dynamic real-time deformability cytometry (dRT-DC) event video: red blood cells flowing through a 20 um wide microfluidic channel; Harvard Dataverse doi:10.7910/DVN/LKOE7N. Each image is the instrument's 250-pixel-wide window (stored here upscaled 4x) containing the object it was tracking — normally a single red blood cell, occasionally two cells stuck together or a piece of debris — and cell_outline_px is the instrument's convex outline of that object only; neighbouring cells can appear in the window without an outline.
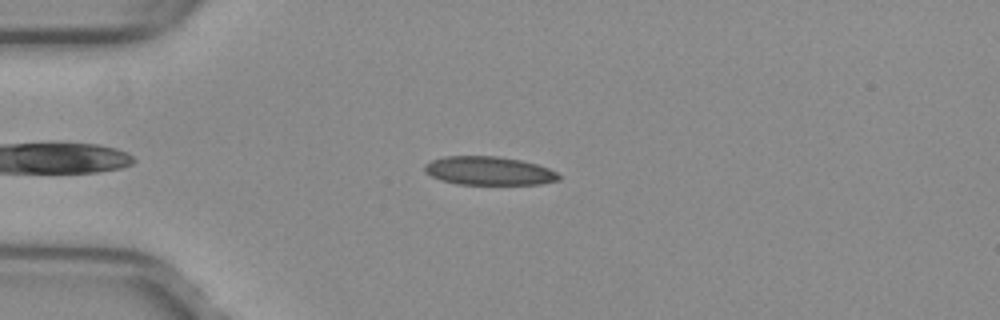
{"species": "common noctule bat (a hibernating species)", "species_latin": "Nyctalus noctula", "temperature_condition": "warm", "stored_images_in_passage": 38, "camera_frame_rate_fps": 3000, "um_per_image_px": 0.085, "animal": {"sex": "female", "body_mass_g": 29.2, "forearm_length_mm": 56.3}, "frame": {"image": 1, "passage_image": 5, "time_ms": 1.333, "image_size_px": [1000, 320], "cell_outline_px": [[560, 180], [540, 184], [456, 184], [440, 180], [424, 172], [424, 164], [432, 160], [444, 156], [496, 156], [520, 160], [536, 164], [548, 168], [556, 172], [560, 176]], "centroid_in_image_um": [41.52, 14.52], "position_along_channel_um": 43.5, "area_um2": 22.31}}
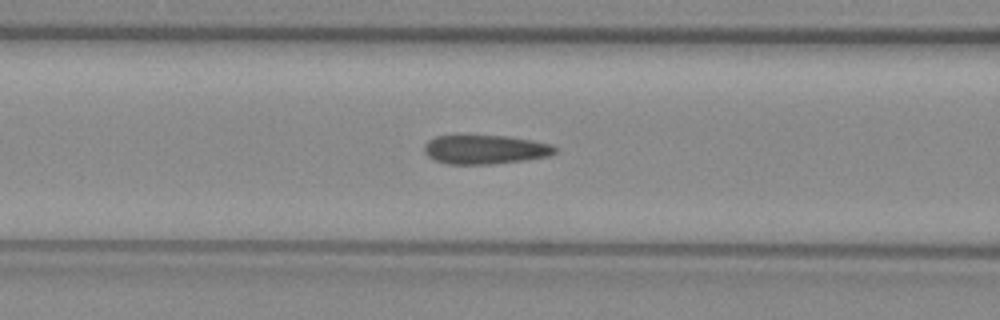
{"frame": {"image": 2, "passage_image": 13, "time_ms": 4.0, "image_size_px": [1000, 320], "cell_outline_px": [[556, 152], [548, 156], [524, 160], [492, 164], [448, 164], [436, 160], [428, 156], [424, 152], [424, 144], [428, 140], [436, 136], [508, 136], [532, 140], [552, 144], [556, 148]], "centroid_in_image_um": [41.24, 12.71], "position_along_channel_um": 125.4, "area_um2": 22.02}}
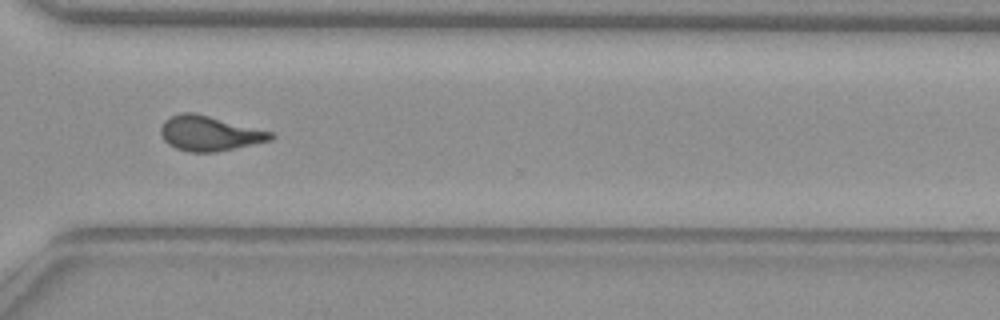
{"frame": {"image": 3, "passage_image": 30, "time_ms": 9.667, "image_size_px": [1000, 320], "cell_outline_px": [[276, 136], [272, 140], [216, 152], [188, 152], [176, 148], [168, 144], [164, 140], [160, 132], [160, 128], [164, 120], [168, 116], [180, 112], [192, 112], [272, 132]], "centroid_in_image_um": [17.76, 11.34], "position_along_channel_um": 352.8, "area_um2": 22.31}, "authors_computed_cell_mechanics": {"area_um2": 22.542, "velocity_mm_per_s": 4.0114, "shape_relaxation_time_tau1_ms": null, "shape_relaxation_time_tau2_ms": 1.1402, "deformation_change_tau1": null, "deformation_change_tau2": 0.0681}}